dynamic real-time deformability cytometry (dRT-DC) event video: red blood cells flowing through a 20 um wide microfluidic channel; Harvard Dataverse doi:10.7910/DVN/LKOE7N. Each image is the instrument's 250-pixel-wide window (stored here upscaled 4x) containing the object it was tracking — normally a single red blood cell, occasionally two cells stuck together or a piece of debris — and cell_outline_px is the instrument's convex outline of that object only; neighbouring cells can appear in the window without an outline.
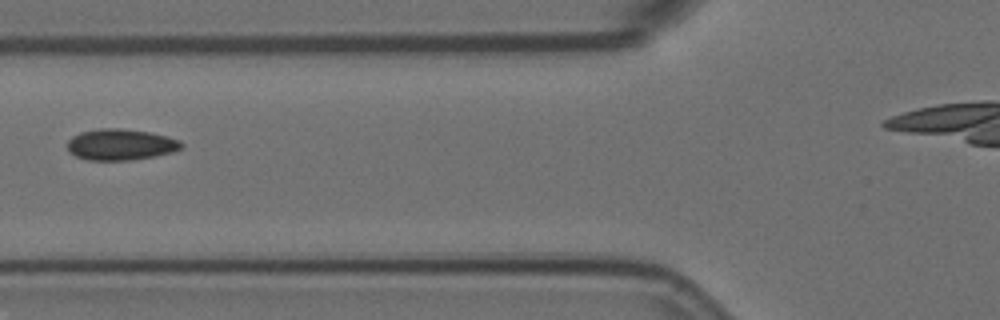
{"species": "Egyptian fruit bat (a non-hibernating species)", "species_latin": "Rousettus aegyptiacus", "temperature_condition": "room temperature", "stored_images_in_passage": 3, "segment_of_instrument_passage": [1, 2], "camera_frame_rate_fps": 3000, "um_per_image_px": 0.085, "animal": {"sex": "female"}, "frame": {"image": 1, "passage_image": 2, "time_ms": 0.333, "image_size_px": [1000, 320], "cell_outline_px": [[184, 148], [172, 152], [156, 156], [132, 160], [88, 160], [76, 156], [68, 152], [68, 140], [72, 136], [80, 132], [100, 128], [120, 128], [148, 132], [168, 136], [180, 140], [184, 144]], "centroid_in_image_um": [10.28, 12.29], "position_along_channel_um": 115.5, "area_um2": 20.92}}